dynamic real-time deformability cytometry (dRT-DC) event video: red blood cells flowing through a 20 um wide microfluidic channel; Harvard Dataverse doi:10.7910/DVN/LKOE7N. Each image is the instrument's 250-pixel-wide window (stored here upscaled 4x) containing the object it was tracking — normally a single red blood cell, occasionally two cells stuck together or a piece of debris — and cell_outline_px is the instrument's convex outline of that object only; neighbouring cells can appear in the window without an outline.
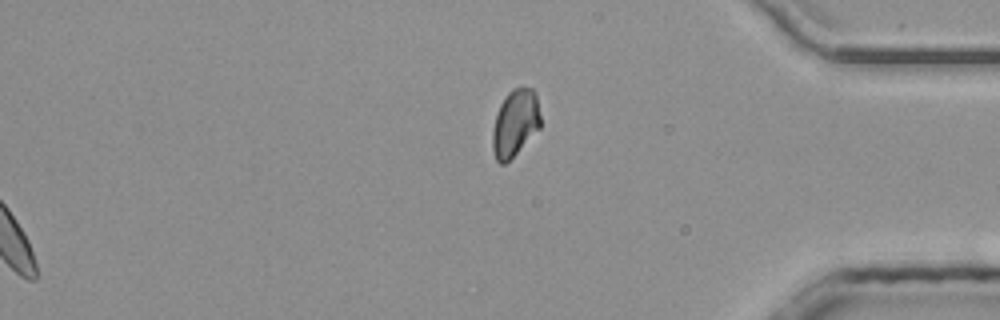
{"species": "common noctule bat (a hibernating species)", "species_latin": "Nyctalus noctula", "temperature_condition": "room temperature", "stored_images_in_passage": 46, "segment_of_instrument_passage": [2, 2], "camera_frame_rate_fps": 3000, "um_per_image_px": 0.085, "animal": {"sex": "male", "body_mass_g": 20.4}, "frame": {"image": 1, "passage_image": 46, "time_ms": 15.0, "image_size_px": [1000, 320], "cell_outline_px": [[540, 128], [504, 164], [500, 164], [496, 160], [492, 148], [492, 132], [496, 112], [504, 96], [512, 88], [532, 88], [536, 92], [540, 116]], "centroid_in_image_um": [43.77, 10.43], "position_along_channel_um": 391.4, "area_um2": 18.67}}